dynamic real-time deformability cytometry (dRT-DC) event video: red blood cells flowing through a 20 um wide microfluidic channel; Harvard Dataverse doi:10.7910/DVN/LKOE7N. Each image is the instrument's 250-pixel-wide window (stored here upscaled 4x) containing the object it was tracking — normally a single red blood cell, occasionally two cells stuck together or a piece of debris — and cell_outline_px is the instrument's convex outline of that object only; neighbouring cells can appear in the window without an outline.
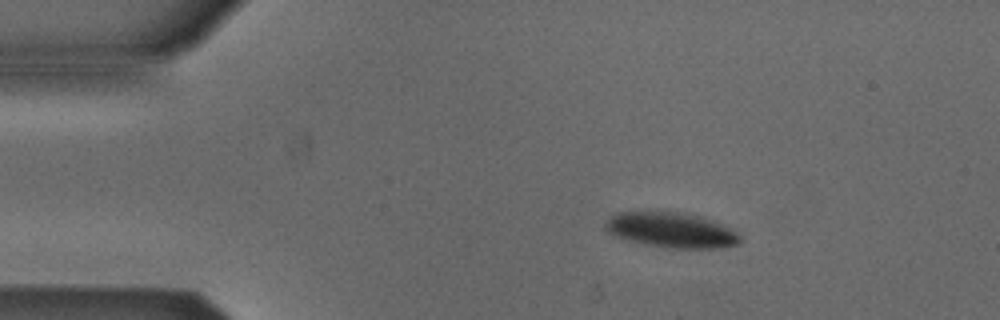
{"species": "Egyptian fruit bat (a non-hibernating species)", "species_latin": "Rousettus aegyptiacus", "temperature_condition": "cold", "stored_images_in_passage": 45, "camera_frame_rate_fps": 3000, "um_per_image_px": 0.085, "animal": {"sex": "male"}, "frame": {"image": 1, "passage_image": 1, "time_ms": 0.0, "image_size_px": [1000, 320], "cell_outline_px": [[740, 240], [736, 244], [724, 248], [664, 248], [644, 244], [628, 240], [616, 236], [608, 232], [604, 228], [604, 224], [616, 212], [676, 212], [692, 216], [728, 228], [736, 232], [740, 236]], "centroid_in_image_um": [56.97, 19.59], "position_along_channel_um": 28.0, "area_um2": 26.82}}
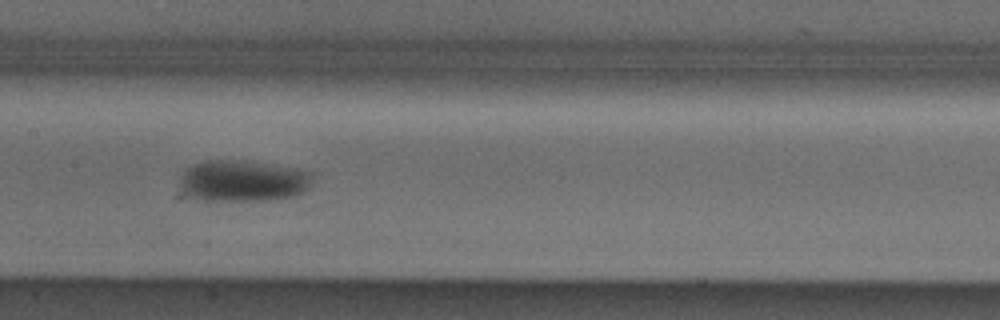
{"frame": {"image": 2, "passage_image": 18, "time_ms": 5.667, "image_size_px": [1000, 320], "cell_outline_px": [[312, 184], [304, 192], [292, 196], [268, 200], [204, 200], [188, 196], [180, 188], [180, 176], [188, 168], [196, 164], [208, 160], [228, 160], [296, 168], [312, 172]], "centroid_in_image_um": [20.66, 15.39], "position_along_channel_um": 186.7, "area_um2": 31.56}}
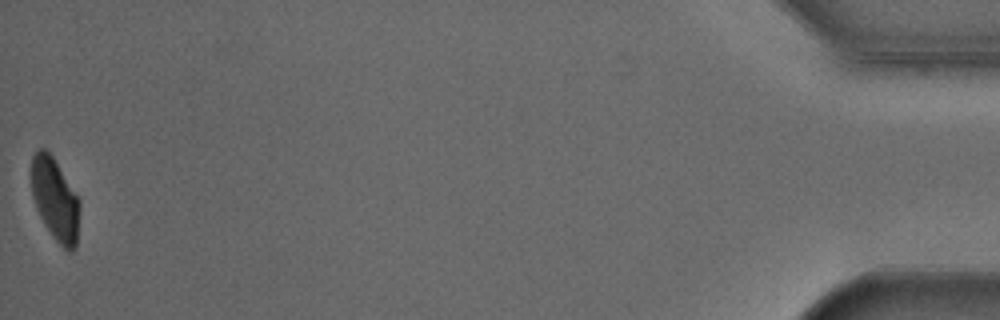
{"frame": {"image": 3, "passage_image": 45, "time_ms": 14.667, "image_size_px": [1000, 320], "cell_outline_px": [[80, 208], [76, 248], [72, 252], [68, 252], [52, 236], [44, 224], [40, 216], [32, 196], [32, 156], [40, 148], [44, 148], [52, 156], [80, 200]], "centroid_in_image_um": [4.7, 16.99], "position_along_channel_um": 430.5, "area_um2": 23.0}, "authors_computed_cell_mechanics": {"area_um2": 29.5358, "velocity_mm_per_s": 3.8427, "shape_relaxation_time_tau1_ms": 2.0448, "shape_relaxation_time_tau2_ms": null, "deformation_change_tau1": 0.08, "deformation_change_tau2": null}}